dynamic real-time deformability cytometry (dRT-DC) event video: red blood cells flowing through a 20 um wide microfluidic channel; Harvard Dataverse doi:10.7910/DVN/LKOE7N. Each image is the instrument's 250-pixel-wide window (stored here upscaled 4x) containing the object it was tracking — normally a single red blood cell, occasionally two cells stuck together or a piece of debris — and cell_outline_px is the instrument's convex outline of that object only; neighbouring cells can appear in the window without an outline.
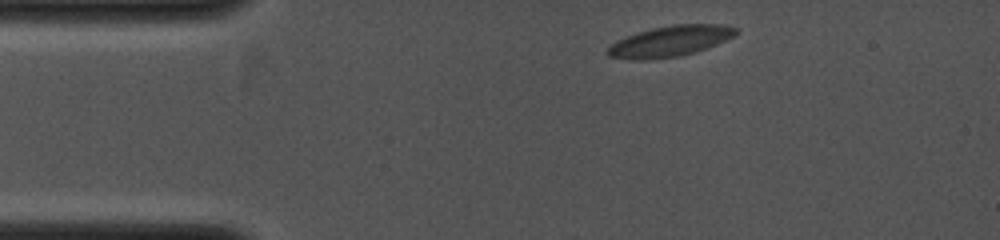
{"species": "common noctule bat (a hibernating species)", "species_latin": "Nyctalus noctula", "temperature_condition": "cold", "stored_images_in_passage": 20, "camera_frame_rate_fps": 4000, "um_per_image_px": 0.085, "animal": {"sex": "female", "body_mass_g": 19.0, "forearm_length_mm": 53.3}, "frame": {"image": 1, "passage_image": 1, "time_ms": 0.0, "image_size_px": [1000, 240], "cell_outline_px": [[740, 28], [732, 36], [716, 44], [696, 52], [680, 56], [648, 60], [632, 60], [608, 56], [604, 52], [612, 44], [628, 36], [652, 28], [672, 24], [724, 24]], "centroid_in_image_um": [56.96, 3.51], "position_along_channel_um": 28.0, "area_um2": 22.89}}
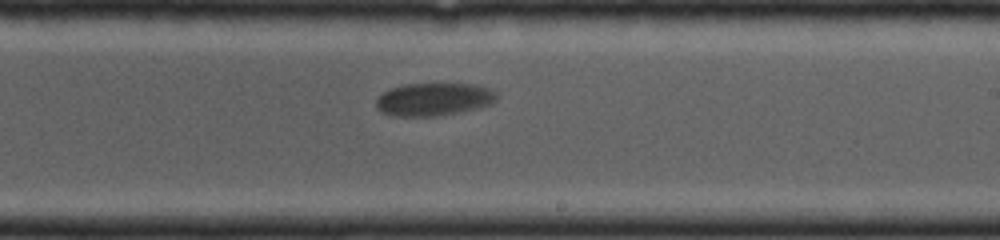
{"frame": {"image": 2, "passage_image": 11, "time_ms": 5.75, "image_size_px": [1000, 240], "cell_outline_px": [[496, 96], [488, 104], [472, 108], [432, 116], [396, 116], [384, 112], [376, 104], [376, 100], [384, 92], [392, 88], [408, 84], [468, 84], [484, 88]], "centroid_in_image_um": [36.75, 8.43], "position_along_channel_um": 252.2, "area_um2": 21.68}}
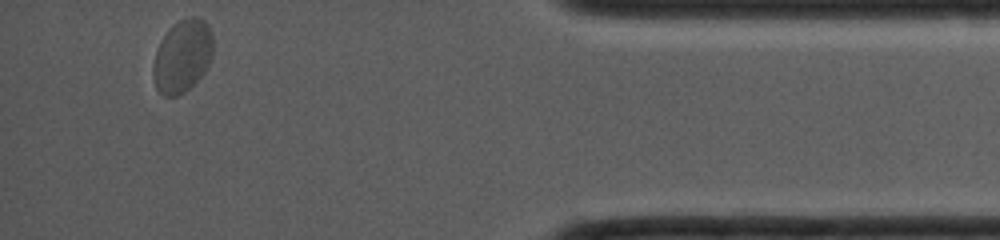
{"frame": {"image": 3, "passage_image": 20, "time_ms": 10.0, "image_size_px": [1000, 240], "cell_outline_px": [[212, 56], [208, 64], [200, 76], [184, 92], [176, 96], [164, 96], [156, 88], [152, 72], [152, 64], [160, 40], [180, 20], [188, 16], [196, 16], [204, 20], [208, 24], [212, 36]], "centroid_in_image_um": [15.49, 4.76], "position_along_channel_um": 419.7, "area_um2": 25.03}}